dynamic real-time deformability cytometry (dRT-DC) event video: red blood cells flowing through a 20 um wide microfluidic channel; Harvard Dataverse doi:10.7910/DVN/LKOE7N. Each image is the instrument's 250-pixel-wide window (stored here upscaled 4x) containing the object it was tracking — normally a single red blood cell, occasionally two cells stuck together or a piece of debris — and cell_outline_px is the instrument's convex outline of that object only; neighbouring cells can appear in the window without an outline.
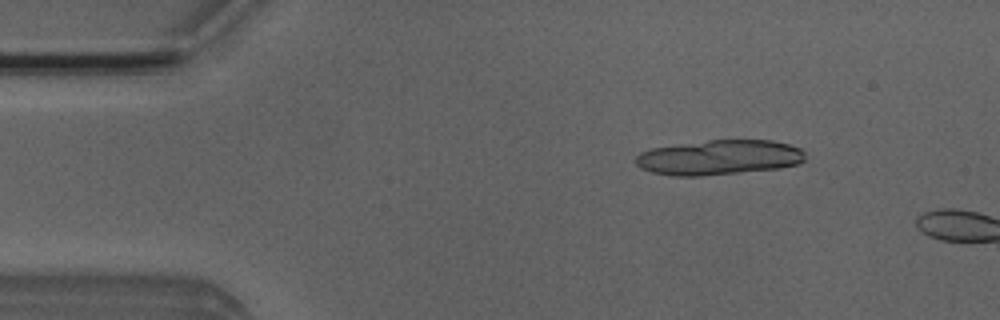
{"species": "Egyptian fruit bat (a non-hibernating species)", "species_latin": "Rousettus aegyptiacus", "temperature_condition": "room temperature", "stored_images_in_passage": 2, "camera_frame_rate_fps": 3000, "um_per_image_px": 0.085, "animal": {"sex": "male"}, "frame": {"image": 1, "passage_image": 1, "time_ms": 0.0, "image_size_px": [1000, 320], "cell_outline_px": [[804, 160], [796, 164], [780, 168], [700, 176], [672, 176], [652, 172], [640, 168], [636, 164], [636, 156], [640, 152], [652, 148], [708, 140], [772, 140], [788, 144], [800, 148], [804, 152]], "centroid_in_image_um": [61.1, 13.38], "position_along_channel_um": 23.9, "area_um2": 34.39}}